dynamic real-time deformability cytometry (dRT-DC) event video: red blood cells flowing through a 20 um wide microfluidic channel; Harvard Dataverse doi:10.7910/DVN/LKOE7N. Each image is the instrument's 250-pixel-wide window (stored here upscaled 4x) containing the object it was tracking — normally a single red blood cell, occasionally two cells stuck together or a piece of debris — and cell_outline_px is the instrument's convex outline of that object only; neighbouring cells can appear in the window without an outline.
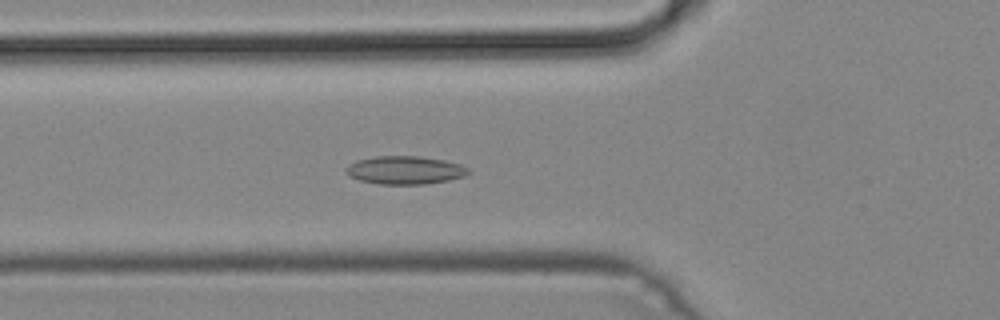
{"species": "common noctule bat (a hibernating species)", "species_latin": "Nyctalus noctula", "temperature_condition": "cold", "stored_images_in_passage": 49, "camera_frame_rate_fps": 3000, "um_per_image_px": 0.085, "animal": {"sex": "male", "body_mass_g": 19.2, "forearm_length_mm": 51.8}, "frame": {"image": 1, "passage_image": 18, "time_ms": 5.667, "image_size_px": [1000, 320], "cell_outline_px": [[468, 172], [464, 176], [448, 180], [424, 184], [380, 184], [360, 180], [348, 176], [344, 168], [348, 164], [356, 160], [376, 156], [416, 156], [444, 160], [460, 164], [468, 168]], "centroid_in_image_um": [34.37, 14.46], "position_along_channel_um": 91.4, "area_um2": 20.0}}
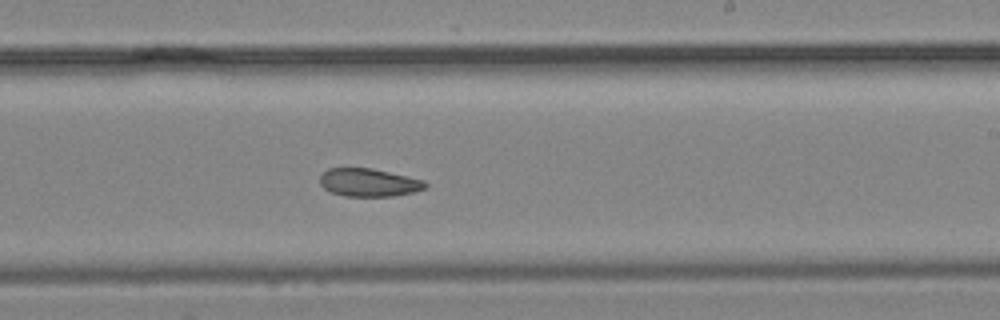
{"frame": {"image": 2, "passage_image": 30, "time_ms": 9.667, "image_size_px": [1000, 320], "cell_outline_px": [[428, 188], [412, 192], [392, 196], [344, 196], [332, 192], [324, 188], [320, 184], [320, 176], [328, 168], [372, 168], [424, 180], [428, 184]], "centroid_in_image_um": [31.36, 15.51], "position_along_channel_um": 257.6, "area_um2": 17.17}}
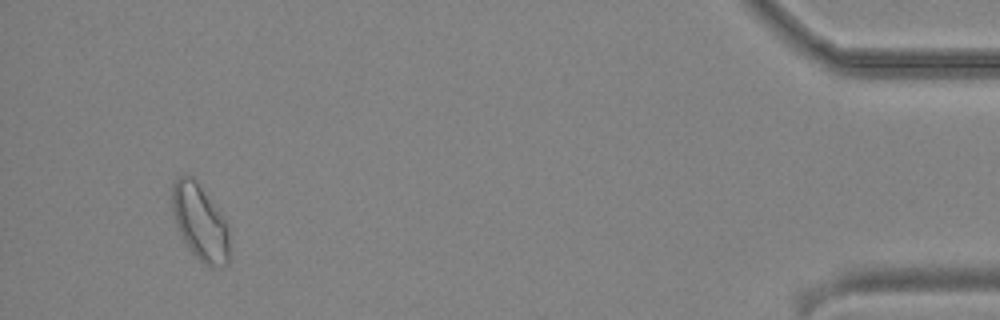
{"frame": {"image": 3, "passage_image": 47, "time_ms": 15.333, "image_size_px": [1000, 320], "cell_outline_px": [[232, 260], [228, 264], [220, 268], [208, 268], [192, 252], [184, 240], [176, 224], [172, 212], [172, 184], [184, 172], [192, 176], [196, 180], [220, 212], [228, 224], [232, 248]], "centroid_in_image_um": [17.08, 18.96], "position_along_channel_um": 418.1, "area_um2": 26.13}}